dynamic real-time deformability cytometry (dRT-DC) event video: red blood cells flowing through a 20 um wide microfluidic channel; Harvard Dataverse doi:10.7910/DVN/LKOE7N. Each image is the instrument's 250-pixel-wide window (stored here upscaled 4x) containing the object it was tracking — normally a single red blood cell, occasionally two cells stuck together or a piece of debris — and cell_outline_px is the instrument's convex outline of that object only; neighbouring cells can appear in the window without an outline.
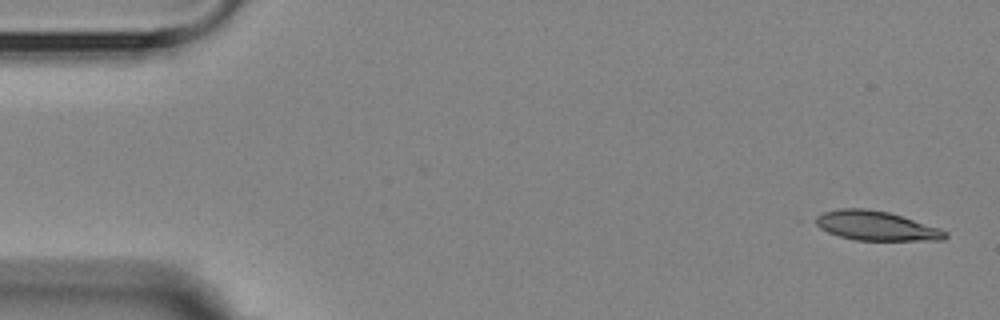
{"species": "Egyptian fruit bat (a non-hibernating species)", "species_latin": "Rousettus aegyptiacus", "temperature_condition": "room temperature", "stored_images_in_passage": 3, "camera_frame_rate_fps": 3000, "um_per_image_px": 0.085, "animal": {"sex": "female"}, "frame": {"image": 1, "passage_image": 1, "time_ms": 0.0, "image_size_px": [1000, 320], "cell_outline_px": [[948, 236], [944, 240], [856, 240], [840, 236], [828, 232], [820, 228], [808, 220], [824, 212], [840, 208], [868, 208], [888, 212], [940, 228], [948, 232]], "centroid_in_image_um": [74.42, 19.18], "position_along_channel_um": 10.6, "area_um2": 22.37}}